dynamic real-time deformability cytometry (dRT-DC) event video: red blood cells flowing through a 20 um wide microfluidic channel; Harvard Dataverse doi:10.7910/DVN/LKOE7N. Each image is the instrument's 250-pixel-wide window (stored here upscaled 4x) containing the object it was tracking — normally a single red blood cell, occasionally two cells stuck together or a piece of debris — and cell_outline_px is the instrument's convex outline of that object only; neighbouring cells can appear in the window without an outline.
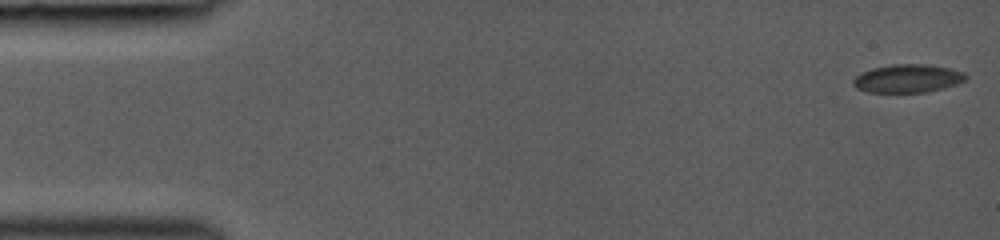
{"species": "common noctule bat (a hibernating species)", "species_latin": "Nyctalus noctula", "temperature_condition": "room temperature", "stored_images_in_passage": 13, "camera_frame_rate_fps": 3000, "um_per_image_px": 0.085, "animal": {"sex": "female", "body_mass_g": 19.0, "forearm_length_mm": 53.3}, "frame": {"image": 1, "passage_image": 1, "time_ms": 0.0, "image_size_px": [1000, 240], "cell_outline_px": [[968, 76], [964, 80], [956, 84], [944, 88], [928, 92], [868, 92], [856, 88], [852, 84], [852, 80], [860, 72], [872, 68], [892, 64], [924, 64], [948, 68], [964, 72]], "centroid_in_image_um": [77.12, 6.67], "position_along_channel_um": 7.9, "area_um2": 18.55}}
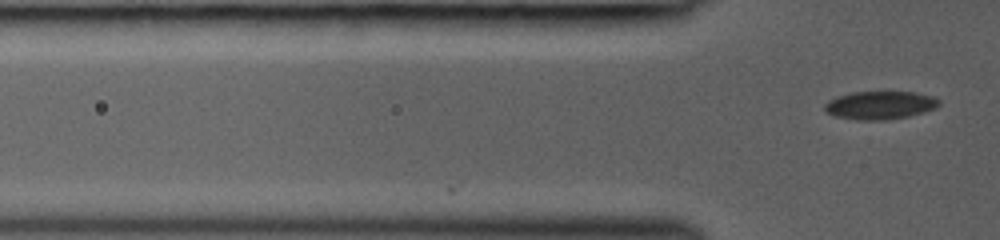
{"frame": {"image": 2, "passage_image": 13, "time_ms": 4.0, "image_size_px": [1000, 240], "cell_outline_px": [[940, 104], [936, 108], [924, 112], [908, 116], [884, 120], [856, 120], [836, 116], [824, 112], [824, 104], [828, 100], [836, 96], [852, 92], [916, 92], [932, 96], [940, 100]], "centroid_in_image_um": [74.78, 8.94], "position_along_channel_um": 51.0, "area_um2": 18.9}}